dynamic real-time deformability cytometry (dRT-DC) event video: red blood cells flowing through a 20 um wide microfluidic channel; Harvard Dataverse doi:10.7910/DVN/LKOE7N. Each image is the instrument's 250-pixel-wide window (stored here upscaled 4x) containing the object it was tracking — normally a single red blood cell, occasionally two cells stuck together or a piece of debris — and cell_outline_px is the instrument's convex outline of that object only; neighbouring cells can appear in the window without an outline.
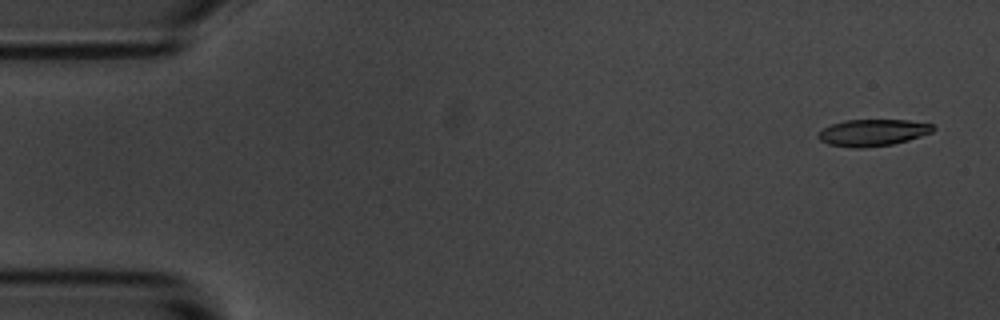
{"species": "common noctule bat (a hibernating species)", "species_latin": "Nyctalus noctula", "temperature_condition": "room temperature", "stored_images_in_passage": 10, "camera_frame_rate_fps": 3000, "um_per_image_px": 0.085, "animal": {"sex": "male", "body_mass_g": 20.1, "forearm_length_mm": 53.5}, "frame": {"image": 1, "passage_image": 1, "time_ms": 0.0, "image_size_px": [1000, 320], "cell_outline_px": [[936, 128], [932, 132], [908, 140], [892, 144], [860, 148], [852, 148], [828, 144], [820, 140], [816, 136], [824, 128], [832, 124], [844, 120], [908, 120], [932, 124]], "centroid_in_image_um": [74.18, 11.27], "position_along_channel_um": 10.8, "area_um2": 17.8}}
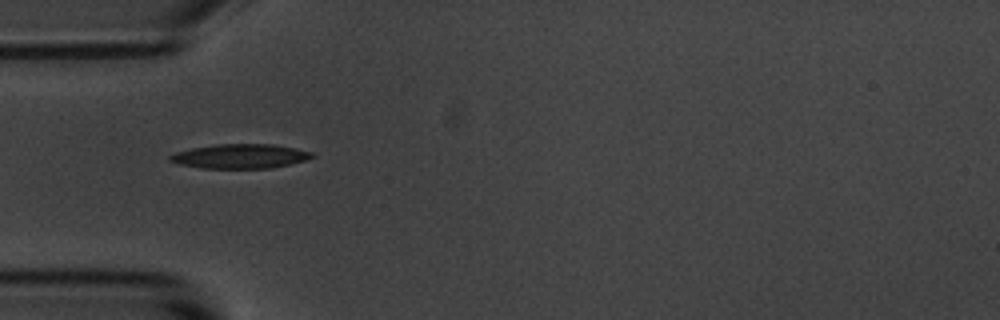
{"frame": {"image": 2, "passage_image": 5, "time_ms": 4.667, "image_size_px": [1000, 320], "cell_outline_px": [[316, 156], [304, 160], [272, 168], [200, 168], [176, 164], [168, 160], [168, 156], [176, 152], [192, 148], [216, 144], [272, 144], [312, 152]], "centroid_in_image_um": [20.35, 13.28], "position_along_channel_um": 64.7, "area_um2": 20.11}}
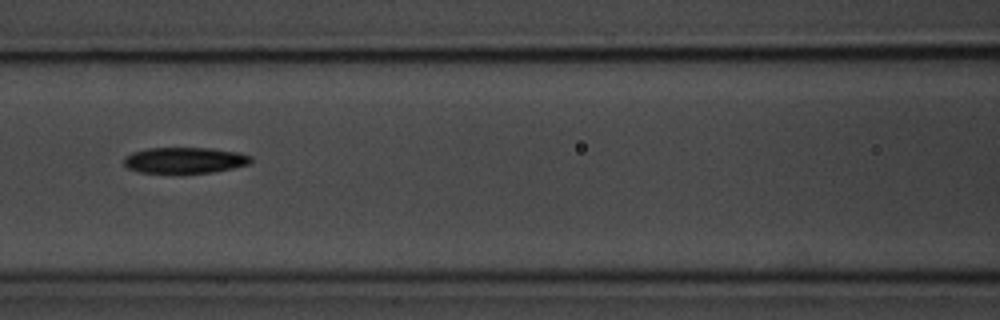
{"frame": {"image": 3, "passage_image": 7, "time_ms": 7.0, "image_size_px": [1000, 320], "cell_outline_px": [[252, 164], [212, 172], [140, 172], [128, 168], [124, 164], [124, 156], [132, 152], [148, 148], [212, 148], [236, 152], [252, 156]], "centroid_in_image_um": [15.72, 13.61], "position_along_channel_um": 150.9, "area_um2": 19.07}}